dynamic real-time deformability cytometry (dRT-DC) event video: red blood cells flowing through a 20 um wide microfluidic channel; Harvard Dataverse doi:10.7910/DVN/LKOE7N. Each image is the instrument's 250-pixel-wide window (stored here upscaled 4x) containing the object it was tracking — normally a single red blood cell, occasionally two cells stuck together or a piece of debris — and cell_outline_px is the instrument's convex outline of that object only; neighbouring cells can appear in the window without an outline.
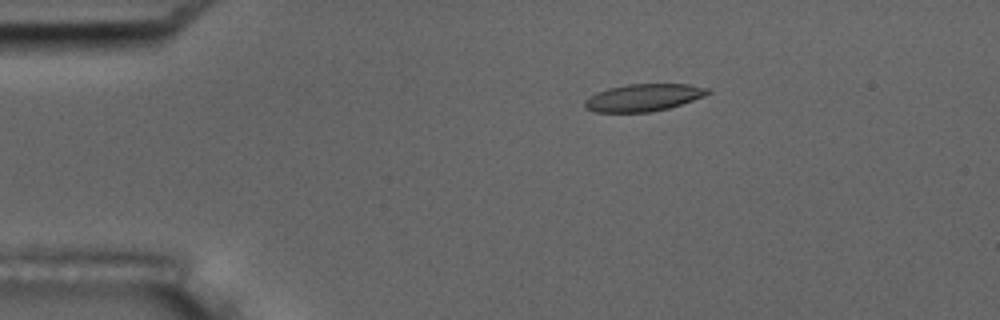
{"species": "common noctule bat (a hibernating species)", "species_latin": "Nyctalus noctula", "temperature_condition": "room temperature", "stored_images_in_passage": 5, "camera_frame_rate_fps": 3000, "um_per_image_px": 0.085, "animal": {"sex": "male", "body_mass_g": 17.5, "forearm_length_mm": 52.3}, "frame": {"image": 1, "passage_image": 3, "time_ms": 2.0, "image_size_px": [1000, 320], "cell_outline_px": [[712, 92], [704, 96], [668, 108], [648, 112], [596, 112], [584, 108], [584, 100], [596, 92], [608, 88], [628, 84], [688, 84], [708, 88]], "centroid_in_image_um": [54.66, 8.29], "position_along_channel_um": 30.3, "area_um2": 19.48}}
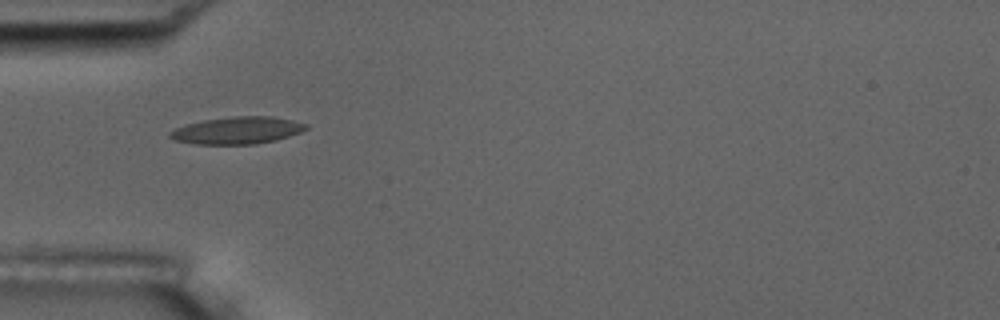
{"frame": {"image": 2, "passage_image": 5, "time_ms": 4.333, "image_size_px": [1000, 320], "cell_outline_px": [[308, 128], [300, 132], [276, 140], [252, 144], [196, 144], [176, 140], [168, 136], [168, 132], [184, 124], [204, 120], [236, 116], [272, 116], [292, 120], [308, 124]], "centroid_in_image_um": [20.16, 11.08], "position_along_channel_um": 64.8, "area_um2": 21.44}}